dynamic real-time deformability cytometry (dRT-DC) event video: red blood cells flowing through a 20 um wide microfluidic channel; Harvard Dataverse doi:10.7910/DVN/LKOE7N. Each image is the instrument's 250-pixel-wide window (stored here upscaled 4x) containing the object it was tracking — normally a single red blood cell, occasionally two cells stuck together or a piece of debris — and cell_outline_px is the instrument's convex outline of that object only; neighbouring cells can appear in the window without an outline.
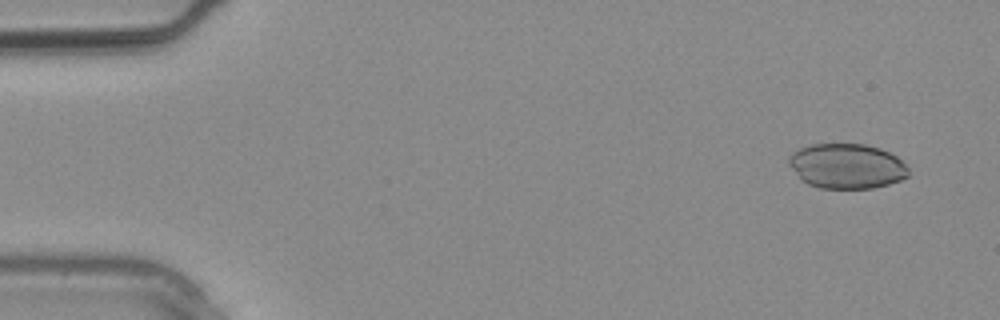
{"species": "common noctule bat (a hibernating species)", "species_latin": "Nyctalus noctula", "temperature_condition": "warm", "stored_images_in_passage": 2, "camera_frame_rate_fps": 3000, "um_per_image_px": 0.085, "animal": {"sex": "male", "body_mass_g": 20.4}, "frame": {"image": 1, "passage_image": 1, "time_ms": 0.0, "image_size_px": [1000, 320], "cell_outline_px": [[908, 176], [900, 180], [888, 184], [872, 188], [820, 188], [808, 184], [800, 180], [788, 164], [788, 156], [792, 152], [800, 148], [812, 144], [864, 144], [880, 148], [896, 156], [908, 168]], "centroid_in_image_um": [71.93, 14.12], "position_along_channel_um": 13.1, "area_um2": 31.39}}